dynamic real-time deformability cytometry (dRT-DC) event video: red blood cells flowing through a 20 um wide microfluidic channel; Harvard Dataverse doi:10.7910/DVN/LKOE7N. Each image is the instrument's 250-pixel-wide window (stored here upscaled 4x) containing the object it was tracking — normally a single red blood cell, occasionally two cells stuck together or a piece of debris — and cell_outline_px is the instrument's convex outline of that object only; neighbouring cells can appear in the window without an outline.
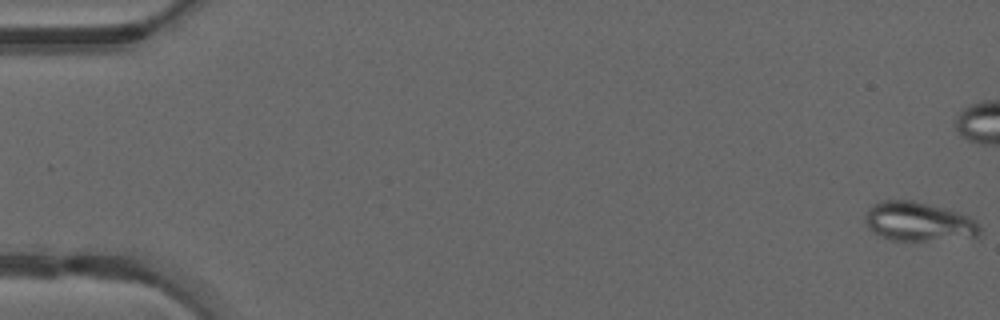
{"species": "common noctule bat (a hibernating species)", "species_latin": "Nyctalus noctula", "temperature_condition": "warm", "stored_images_in_passage": 50, "camera_frame_rate_fps": 3000, "um_per_image_px": 0.085, "animal": {"sex": "male", "forearm_length_mm": 52.5}, "frame": {"image": 1, "passage_image": 1, "time_ms": 0.0, "image_size_px": [1000, 320], "cell_outline_px": [[980, 232], [976, 236], [924, 240], [888, 240], [872, 232], [868, 228], [864, 220], [864, 216], [868, 208], [872, 204], [884, 200], [912, 200], [960, 212], [976, 220], [980, 224]], "centroid_in_image_um": [78.02, 18.82], "position_along_channel_um": 7.0, "area_um2": 26.13}}
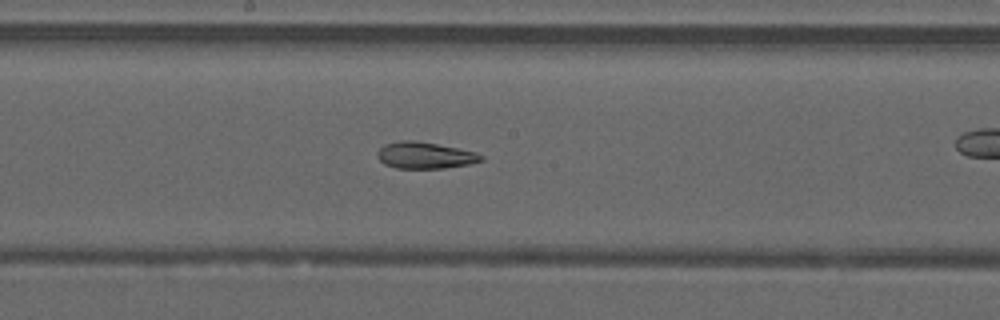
{"frame": {"image": 2, "passage_image": 27, "time_ms": 8.667, "image_size_px": [1000, 320], "cell_outline_px": [[484, 160], [468, 164], [444, 168], [396, 168], [384, 164], [376, 156], [376, 152], [384, 144], [400, 140], [416, 140], [476, 152], [484, 156]], "centroid_in_image_um": [36.09, 13.2], "position_along_channel_um": 212.1, "area_um2": 16.07}}
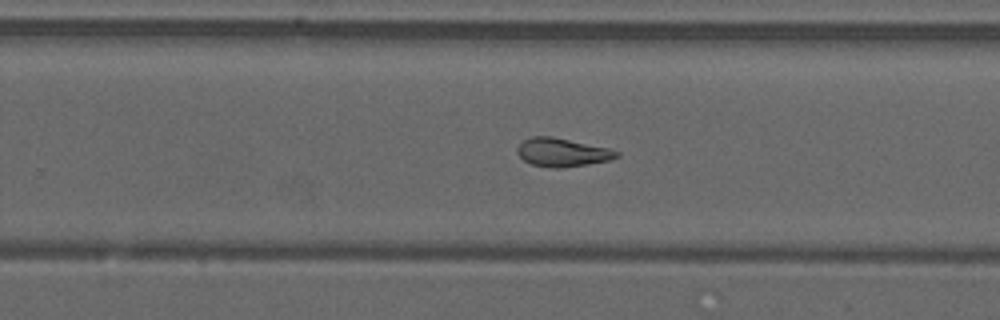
{"frame": {"image": 3, "passage_image": 32, "time_ms": 10.333, "image_size_px": [1000, 320], "cell_outline_px": [[620, 156], [608, 160], [588, 164], [556, 168], [552, 168], [532, 164], [524, 160], [516, 152], [516, 148], [524, 140], [532, 136], [552, 136], [608, 148], [620, 152]], "centroid_in_image_um": [47.78, 12.94], "position_along_channel_um": 282.0, "area_um2": 16.3}, "authors_computed_cell_mechanics": {"area_um2": 18.496, "velocity_mm_per_s": 4.2212, "shape_relaxation_time_tau1_ms": null, "shape_relaxation_time_tau2_ms": 4.051, "deformation_change_tau1": null, "deformation_change_tau2": 0.1089}}